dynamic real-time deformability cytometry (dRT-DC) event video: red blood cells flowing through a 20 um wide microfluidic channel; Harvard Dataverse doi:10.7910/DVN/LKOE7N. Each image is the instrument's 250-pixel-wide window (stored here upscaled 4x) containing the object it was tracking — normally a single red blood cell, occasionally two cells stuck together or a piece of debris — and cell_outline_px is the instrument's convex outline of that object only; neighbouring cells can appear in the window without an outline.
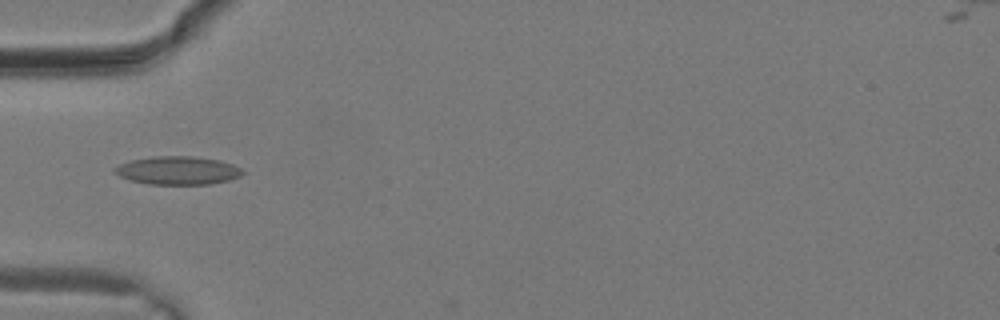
{"species": "common noctule bat (a hibernating species)", "species_latin": "Nyctalus noctula", "temperature_condition": "warm", "stored_images_in_passage": 13, "camera_frame_rate_fps": 3000, "um_per_image_px": 0.085, "animal": {"sex": "male", "body_mass_g": 19.2, "forearm_length_mm": 51.8}, "frame": {"image": 1, "passage_image": 10, "time_ms": 3.0, "image_size_px": [1000, 320], "cell_outline_px": [[244, 172], [240, 176], [228, 180], [208, 184], [148, 184], [132, 180], [120, 176], [112, 168], [120, 164], [132, 160], [156, 156], [192, 156], [220, 160], [232, 164], [240, 168]], "centroid_in_image_um": [15.12, 14.48], "position_along_channel_um": 69.9, "area_um2": 20.81}}
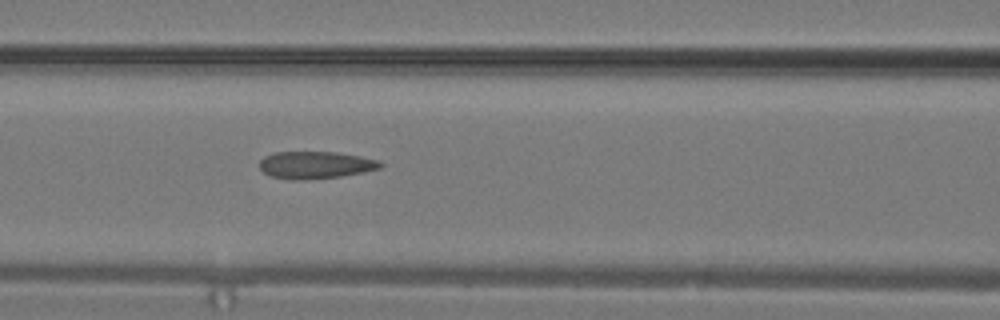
{"frame": {"image": 2, "passage_image": 13, "time_ms": 4.0, "image_size_px": [1000, 320], "cell_outline_px": [[384, 164], [380, 168], [364, 172], [340, 176], [304, 180], [292, 180], [272, 176], [264, 172], [260, 168], [260, 160], [264, 156], [276, 152], [336, 152], [360, 156], [380, 160]], "centroid_in_image_um": [26.84, 14.02], "position_along_channel_um": 139.8, "area_um2": 19.19}}